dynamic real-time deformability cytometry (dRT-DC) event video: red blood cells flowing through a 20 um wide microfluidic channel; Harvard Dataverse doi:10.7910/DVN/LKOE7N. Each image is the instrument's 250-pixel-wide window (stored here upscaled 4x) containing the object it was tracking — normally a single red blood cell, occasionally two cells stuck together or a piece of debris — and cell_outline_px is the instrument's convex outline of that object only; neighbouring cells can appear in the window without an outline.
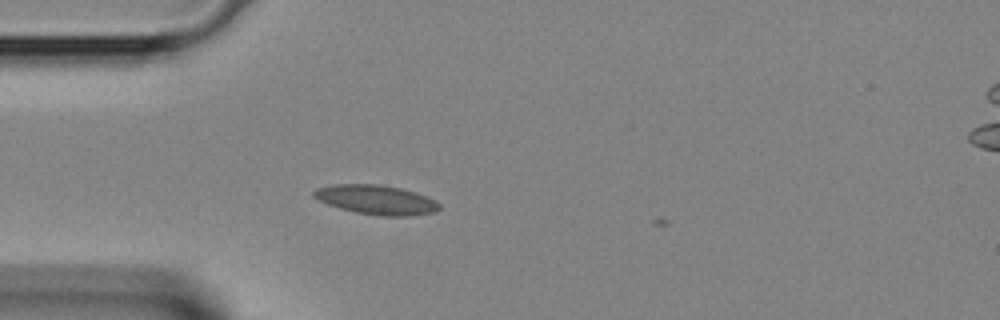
{"species": "Egyptian fruit bat (a non-hibernating species)", "species_latin": "Rousettus aegyptiacus", "temperature_condition": "room temperature", "stored_images_in_passage": 3, "camera_frame_rate_fps": 3000, "um_per_image_px": 0.085, "animal": {"sex": "female"}, "frame": {"image": 1, "passage_image": 2, "time_ms": 0.333, "image_size_px": [1000, 320], "cell_outline_px": [[440, 208], [436, 212], [412, 216], [384, 216], [356, 212], [340, 208], [328, 204], [312, 196], [312, 192], [316, 188], [332, 184], [380, 184], [400, 188], [416, 192], [436, 200], [440, 204]], "centroid_in_image_um": [32.01, 16.97], "position_along_channel_um": 53.0, "area_um2": 21.62}}